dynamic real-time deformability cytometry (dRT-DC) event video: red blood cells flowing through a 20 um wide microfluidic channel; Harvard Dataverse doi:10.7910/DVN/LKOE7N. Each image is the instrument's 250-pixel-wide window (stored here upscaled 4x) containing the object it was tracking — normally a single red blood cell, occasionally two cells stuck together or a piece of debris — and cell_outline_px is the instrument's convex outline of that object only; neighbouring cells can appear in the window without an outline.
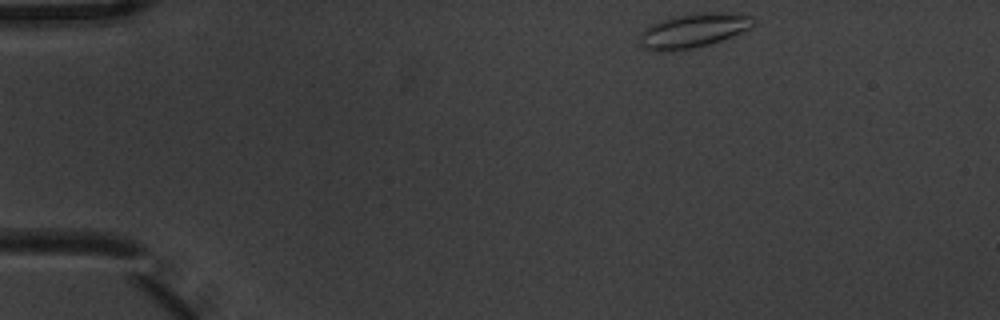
{"species": "common noctule bat (a hibernating species)", "species_latin": "Nyctalus noctula", "temperature_condition": "warm", "stored_images_in_passage": 4, "camera_frame_rate_fps": 3000, "um_per_image_px": 0.085, "animal": {"sex": "male", "body_mass_g": 20.1, "forearm_length_mm": 53.5}, "frame": {"image": 1, "passage_image": 1, "time_ms": 0.0, "image_size_px": [1000, 320], "cell_outline_px": [[756, 24], [752, 28], [732, 36], [708, 44], [692, 48], [672, 52], [652, 52], [640, 48], [640, 32], [644, 28], [660, 20], [676, 16], [700, 12], [708, 12], [752, 16], [756, 20]], "centroid_in_image_um": [58.87, 2.63], "position_along_channel_um": 26.1, "area_um2": 22.89}}
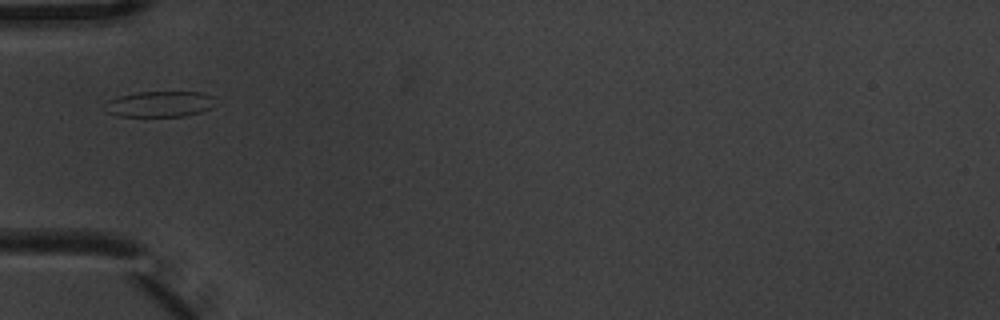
{"frame": {"image": 2, "passage_image": 4, "time_ms": 1.0, "image_size_px": [1000, 320], "cell_outline_px": [[212, 108], [200, 112], [184, 116], [116, 116], [108, 112], [100, 104], [116, 96], [136, 92], [200, 92], [212, 96]], "centroid_in_image_um": [13.47, 8.84], "position_along_channel_um": 71.5, "area_um2": 16.7}}